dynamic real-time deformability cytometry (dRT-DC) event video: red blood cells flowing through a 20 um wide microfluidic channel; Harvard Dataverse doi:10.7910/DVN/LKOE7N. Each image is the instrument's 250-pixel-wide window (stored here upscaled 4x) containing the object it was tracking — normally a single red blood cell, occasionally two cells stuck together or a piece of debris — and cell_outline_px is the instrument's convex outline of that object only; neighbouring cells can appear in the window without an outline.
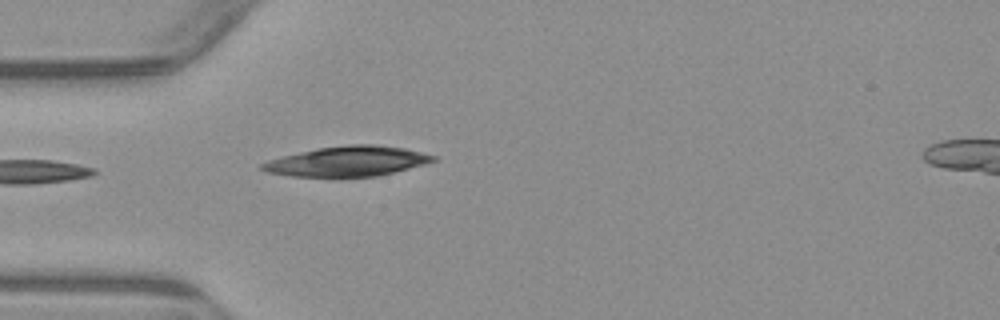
{"species": "common noctule bat (a hibernating species)", "species_latin": "Nyctalus noctula", "temperature_condition": "warm", "stored_images_in_passage": 5, "segment_of_instrument_passage": [1, 2], "camera_frame_rate_fps": 3000, "um_per_image_px": 0.085, "animal": {"sex": "male", "body_mass_g": 23.1, "forearm_length_mm": 52.7}, "frame": {"image": 1, "passage_image": 4, "time_ms": 3.667, "image_size_px": [1000, 320], "cell_outline_px": [[436, 160], [424, 164], [376, 176], [292, 176], [268, 172], [260, 168], [260, 164], [268, 160], [280, 156], [316, 148], [348, 144], [372, 144], [404, 148], [436, 156]], "centroid_in_image_um": [29.49, 13.69], "position_along_channel_um": 55.5, "area_um2": 29.59}}